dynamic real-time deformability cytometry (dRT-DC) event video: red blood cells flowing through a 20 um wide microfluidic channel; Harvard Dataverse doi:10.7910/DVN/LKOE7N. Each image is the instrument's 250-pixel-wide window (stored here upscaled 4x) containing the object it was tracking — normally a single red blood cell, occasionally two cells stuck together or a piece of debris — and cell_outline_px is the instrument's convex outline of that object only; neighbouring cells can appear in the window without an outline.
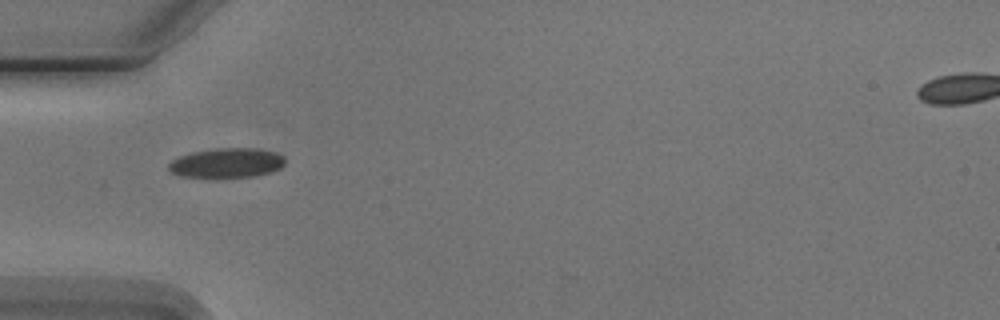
{"species": "Egyptian fruit bat (a non-hibernating species)", "species_latin": "Rousettus aegyptiacus", "temperature_condition": "cold", "stored_images_in_passage": 7, "camera_frame_rate_fps": 3000, "um_per_image_px": 0.085, "animal": {"sex": "male"}, "frame": {"image": 1, "passage_image": 5, "time_ms": 5.667, "image_size_px": [1000, 320], "cell_outline_px": [[284, 164], [280, 168], [268, 172], [252, 176], [212, 180], [180, 176], [172, 172], [168, 168], [168, 164], [172, 160], [180, 156], [192, 152], [216, 148], [256, 148], [276, 152], [284, 156]], "centroid_in_image_um": [19.23, 13.88], "position_along_channel_um": 65.8, "area_um2": 20.69}}
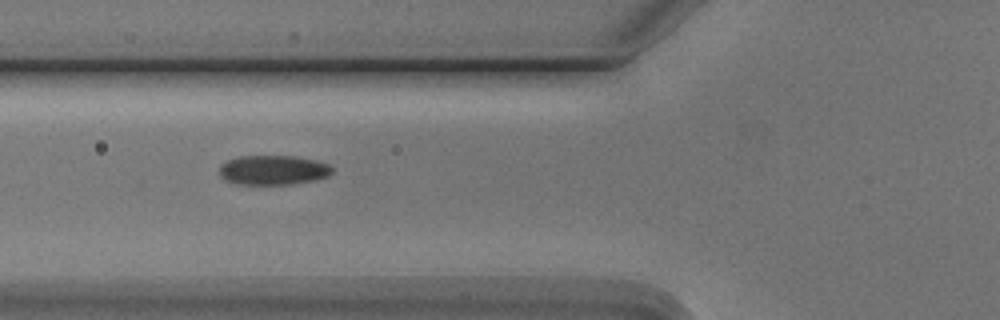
{"frame": {"image": 2, "passage_image": 6, "time_ms": 6.667, "image_size_px": [1000, 320], "cell_outline_px": [[332, 172], [328, 176], [316, 180], [288, 184], [240, 184], [228, 180], [220, 176], [220, 164], [228, 160], [240, 156], [296, 156], [316, 160], [328, 164], [332, 168]], "centroid_in_image_um": [23.24, 14.44], "position_along_channel_um": 102.6, "area_um2": 19.31}}